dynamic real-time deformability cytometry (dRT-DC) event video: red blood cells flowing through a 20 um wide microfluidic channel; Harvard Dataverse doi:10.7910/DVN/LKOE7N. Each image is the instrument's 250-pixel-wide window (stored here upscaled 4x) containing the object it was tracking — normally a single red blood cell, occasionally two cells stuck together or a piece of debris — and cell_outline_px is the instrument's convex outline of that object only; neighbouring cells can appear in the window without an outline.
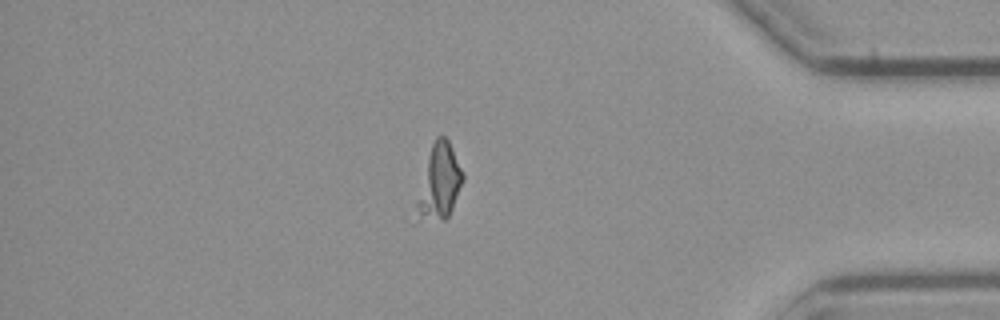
{"species": "common noctule bat (a hibernating species)", "species_latin": "Nyctalus noctula", "temperature_condition": "cold", "stored_images_in_passage": 58, "camera_frame_rate_fps": 3000, "um_per_image_px": 0.085, "animal": {"sex": "male", "body_mass_g": 23.1, "forearm_length_mm": 52.7}, "frame": {"image": 1, "passage_image": 50, "time_ms": 16.333, "image_size_px": [1000, 320], "cell_outline_px": [[464, 180], [452, 208], [448, 216], [444, 220], [420, 212], [416, 204], [428, 156], [432, 144], [436, 136], [444, 136], [448, 140], [464, 172]], "centroid_in_image_um": [37.43, 15.33], "position_along_channel_um": 397.8, "area_um2": 18.84}}
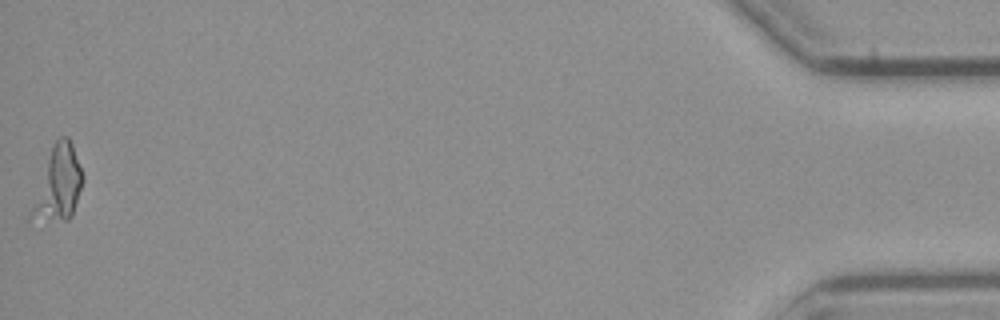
{"frame": {"image": 2, "passage_image": 58, "time_ms": 19.0, "image_size_px": [1000, 320], "cell_outline_px": [[84, 180], [72, 216], [68, 220], [28, 220], [28, 212], [52, 148], [56, 140], [60, 136], [68, 136], [72, 144], [84, 176]], "centroid_in_image_um": [4.95, 15.68], "position_along_channel_um": 430.3, "area_um2": 21.91}}